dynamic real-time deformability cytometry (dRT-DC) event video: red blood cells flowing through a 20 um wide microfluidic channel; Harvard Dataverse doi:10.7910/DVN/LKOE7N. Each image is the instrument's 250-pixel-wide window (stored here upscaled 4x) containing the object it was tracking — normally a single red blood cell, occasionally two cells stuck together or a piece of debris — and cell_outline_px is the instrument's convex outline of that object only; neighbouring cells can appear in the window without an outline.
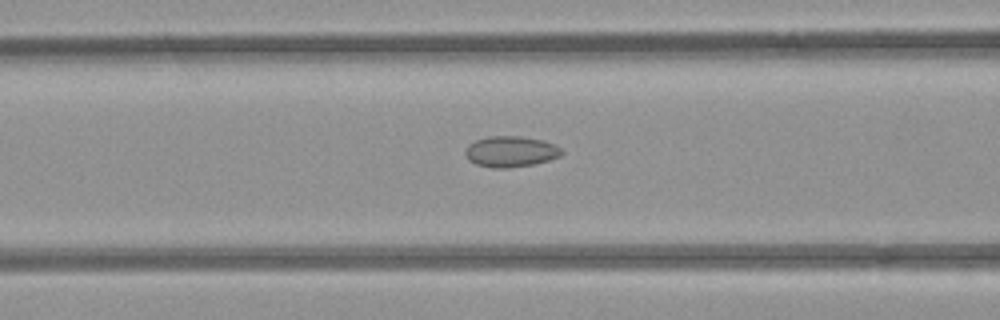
{"species": "common noctule bat (a hibernating species)", "species_latin": "Nyctalus noctula", "temperature_condition": "room temperature", "stored_images_in_passage": 16, "camera_frame_rate_fps": 3000, "um_per_image_px": 0.085, "animal": {"sex": "female", "body_mass_g": 21.9}, "frame": {"image": 1, "passage_image": 5, "time_ms": 1.333, "image_size_px": [1000, 320], "cell_outline_px": [[564, 152], [560, 156], [548, 160], [532, 164], [508, 168], [492, 168], [476, 164], [468, 160], [464, 152], [468, 144], [476, 140], [488, 136], [520, 136], [544, 140], [556, 144]], "centroid_in_image_um": [43.4, 12.87], "position_along_channel_um": 123.2, "area_um2": 17.46}}
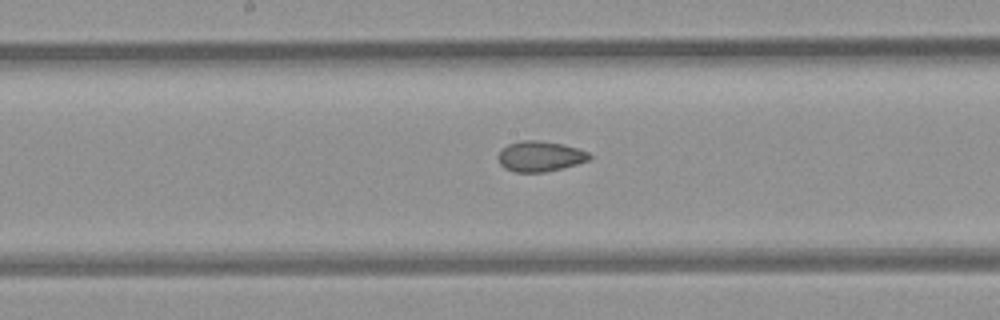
{"frame": {"image": 2, "passage_image": 11, "time_ms": 3.333, "image_size_px": [1000, 320], "cell_outline_px": [[592, 156], [588, 160], [564, 168], [544, 172], [516, 172], [504, 168], [500, 164], [496, 156], [500, 148], [508, 144], [520, 140], [540, 140], [560, 144], [576, 148], [588, 152]], "centroid_in_image_um": [45.84, 13.28], "position_along_channel_um": 202.4, "area_um2": 16.3}}
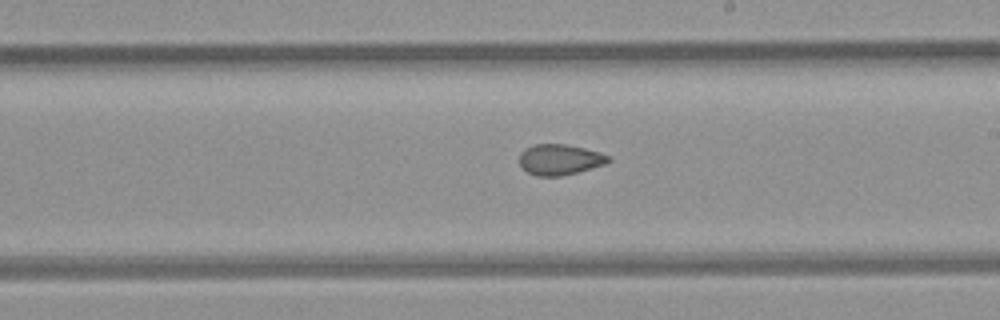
{"frame": {"image": 3, "passage_image": 14, "time_ms": 4.333, "image_size_px": [1000, 320], "cell_outline_px": [[612, 160], [604, 164], [576, 172], [560, 176], [536, 176], [528, 172], [520, 164], [520, 152], [536, 144], [564, 144], [584, 148], [600, 152], [612, 156]], "centroid_in_image_um": [47.61, 13.56], "position_along_channel_um": 241.4, "area_um2": 15.72}}